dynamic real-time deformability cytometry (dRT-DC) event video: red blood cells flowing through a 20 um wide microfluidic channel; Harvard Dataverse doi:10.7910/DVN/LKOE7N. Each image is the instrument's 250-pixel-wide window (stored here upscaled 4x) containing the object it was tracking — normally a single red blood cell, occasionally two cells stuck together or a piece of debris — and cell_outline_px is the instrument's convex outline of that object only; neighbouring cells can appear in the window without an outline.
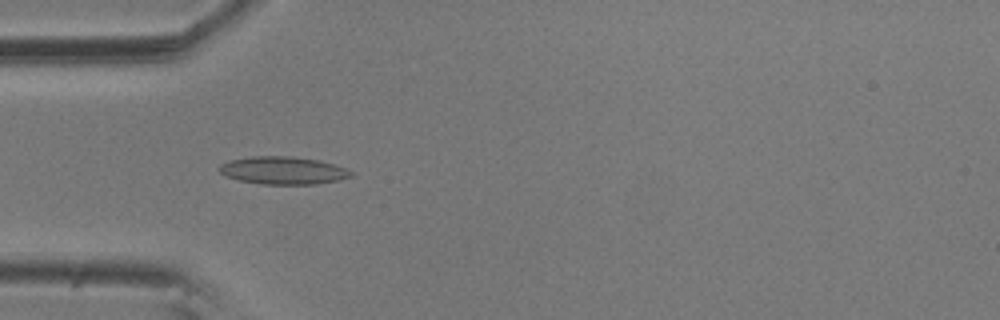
{"species": "common noctule bat (a hibernating species)", "species_latin": "Nyctalus noctula", "temperature_condition": "room temperature", "stored_images_in_passage": 4, "camera_frame_rate_fps": 3000, "um_per_image_px": 0.085, "animal": {"sex": "male", "body_mass_g": 20.5, "forearm_length_mm": 52.5}, "frame": {"image": 1, "passage_image": 3, "time_ms": 0.667, "image_size_px": [1000, 320], "cell_outline_px": [[352, 176], [340, 180], [316, 184], [260, 184], [240, 180], [228, 176], [220, 172], [216, 168], [220, 164], [228, 160], [252, 156], [288, 156], [320, 160], [344, 168], [352, 172]], "centroid_in_image_um": [24.03, 14.48], "position_along_channel_um": 61.0, "area_um2": 21.21}}
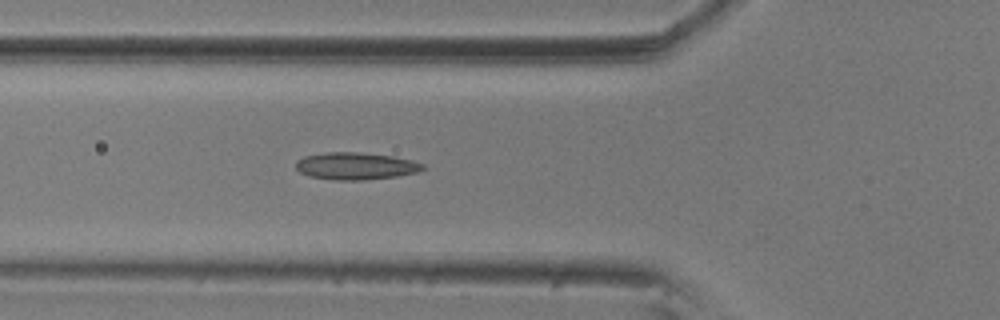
{"frame": {"image": 2, "passage_image": 4, "time_ms": 1.0, "image_size_px": [1000, 320], "cell_outline_px": [[428, 168], [416, 172], [396, 176], [364, 180], [332, 180], [308, 176], [300, 172], [296, 168], [296, 160], [304, 156], [328, 152], [356, 152], [392, 156], [412, 160], [424, 164]], "centroid_in_image_um": [30.23, 14.11], "position_along_channel_um": 95.6, "area_um2": 20.17}}